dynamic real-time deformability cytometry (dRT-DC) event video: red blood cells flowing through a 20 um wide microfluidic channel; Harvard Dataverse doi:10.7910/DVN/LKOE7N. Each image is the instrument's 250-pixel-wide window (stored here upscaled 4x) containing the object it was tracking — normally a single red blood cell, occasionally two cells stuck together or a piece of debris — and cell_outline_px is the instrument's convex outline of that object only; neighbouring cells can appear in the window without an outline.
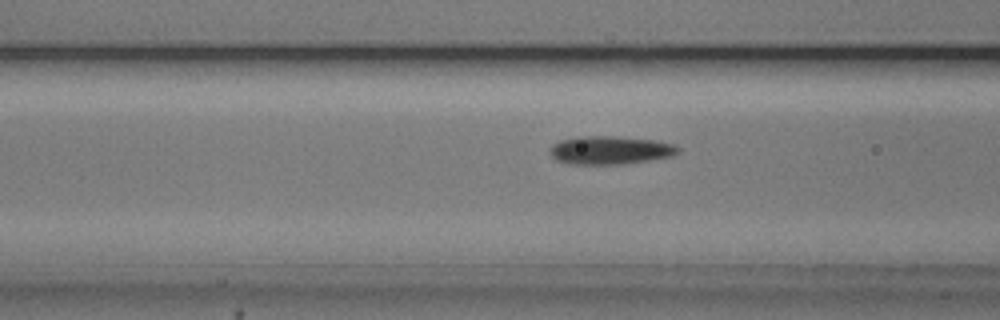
{"species": "common noctule bat (a hibernating species)", "species_latin": "Nyctalus noctula", "temperature_condition": "cold", "stored_images_in_passage": 54, "camera_frame_rate_fps": 3000, "um_per_image_px": 0.085, "animal": {"sex": "male", "body_mass_g": 20.5, "forearm_length_mm": 52.5}, "frame": {"image": 1, "passage_image": 20, "time_ms": 6.333, "image_size_px": [1000, 320], "cell_outline_px": [[680, 152], [672, 156], [624, 164], [568, 164], [556, 160], [552, 156], [552, 144], [560, 140], [576, 136], [612, 136], [656, 140], [676, 144], [680, 148]], "centroid_in_image_um": [51.9, 12.76], "position_along_channel_um": 114.7, "area_um2": 21.21}}
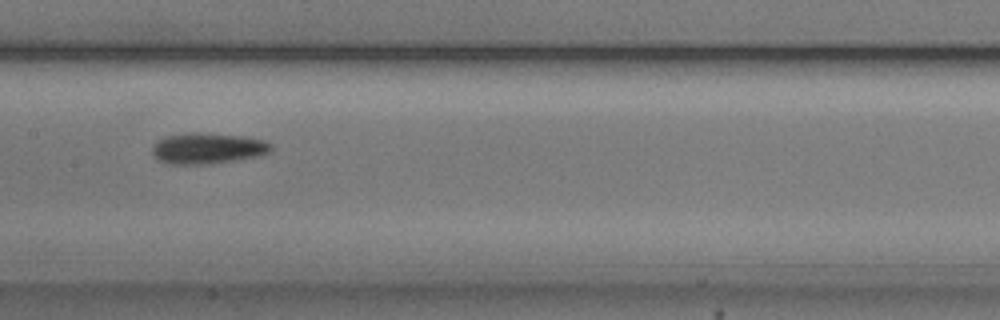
{"frame": {"image": 2, "passage_image": 26, "time_ms": 8.333, "image_size_px": [1000, 320], "cell_outline_px": [[272, 152], [256, 156], [236, 160], [212, 164], [168, 164], [152, 156], [152, 148], [160, 140], [168, 136], [188, 132], [196, 132], [244, 136], [264, 140], [272, 144]], "centroid_in_image_um": [17.68, 12.61], "position_along_channel_um": 189.7, "area_um2": 21.44}}
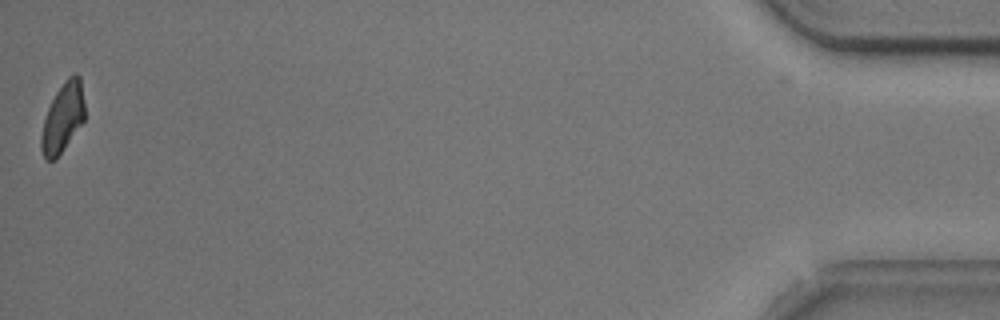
{"frame": {"image": 3, "passage_image": 53, "time_ms": 17.333, "image_size_px": [1000, 320], "cell_outline_px": [[84, 120], [56, 160], [44, 160], [40, 148], [40, 136], [44, 120], [48, 108], [56, 92], [64, 80], [68, 76], [76, 72], [80, 76], [84, 104]], "centroid_in_image_um": [5.32, 10.01], "position_along_channel_um": 429.9, "area_um2": 17.63}, "authors_computed_cell_mechanics": {"area_um2": 19.363, "velocity_mm_per_s": 3.7347, "shape_relaxation_time_tau1_ms": 2.5877, "shape_relaxation_time_tau2_ms": null, "deformation_change_tau1": 0.1144, "deformation_change_tau2": null}}